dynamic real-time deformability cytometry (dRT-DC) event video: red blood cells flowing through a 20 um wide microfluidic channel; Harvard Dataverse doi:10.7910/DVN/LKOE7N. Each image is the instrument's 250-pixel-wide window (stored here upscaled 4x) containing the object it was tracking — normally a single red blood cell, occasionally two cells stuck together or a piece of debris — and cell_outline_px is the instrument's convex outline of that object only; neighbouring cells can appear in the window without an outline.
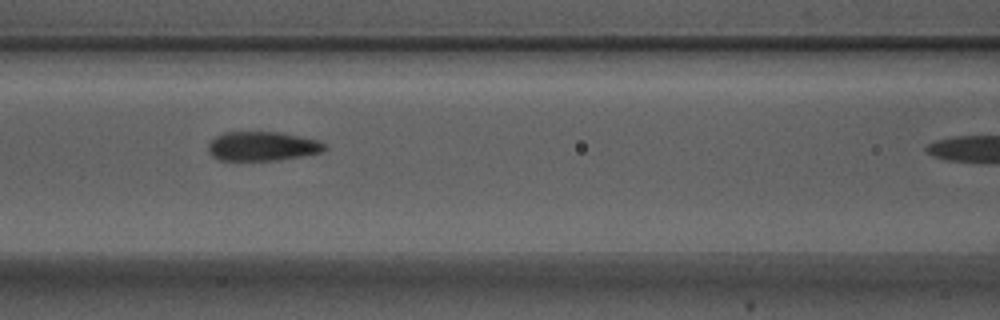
{"species": "Egyptian fruit bat (a non-hibernating species)", "species_latin": "Rousettus aegyptiacus", "temperature_condition": "warm", "stored_images_in_passage": 6, "camera_frame_rate_fps": 3000, "um_per_image_px": 0.085, "animal": {"sex": "male"}, "frame": {"image": 1, "passage_image": 5, "time_ms": 1.333, "image_size_px": [1000, 320], "cell_outline_px": [[328, 148], [324, 152], [280, 160], [220, 160], [212, 156], [208, 152], [208, 144], [216, 136], [224, 132], [280, 132], [320, 140]], "centroid_in_image_um": [22.33, 12.43], "position_along_channel_um": 144.3, "area_um2": 20.0}}